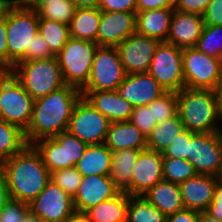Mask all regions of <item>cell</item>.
<instances>
[{"mask_svg": "<svg viewBox=\"0 0 222 222\" xmlns=\"http://www.w3.org/2000/svg\"><path fill=\"white\" fill-rule=\"evenodd\" d=\"M136 12H102L95 43L98 46L117 47L136 33Z\"/></svg>", "mask_w": 222, "mask_h": 222, "instance_id": "obj_17", "label": "cell"}, {"mask_svg": "<svg viewBox=\"0 0 222 222\" xmlns=\"http://www.w3.org/2000/svg\"><path fill=\"white\" fill-rule=\"evenodd\" d=\"M32 145L40 153L50 173L75 167L88 146L67 130L53 137L39 139Z\"/></svg>", "mask_w": 222, "mask_h": 222, "instance_id": "obj_7", "label": "cell"}, {"mask_svg": "<svg viewBox=\"0 0 222 222\" xmlns=\"http://www.w3.org/2000/svg\"><path fill=\"white\" fill-rule=\"evenodd\" d=\"M77 7L71 0L44 4L37 10L39 19L60 22L69 25L73 19Z\"/></svg>", "mask_w": 222, "mask_h": 222, "instance_id": "obj_35", "label": "cell"}, {"mask_svg": "<svg viewBox=\"0 0 222 222\" xmlns=\"http://www.w3.org/2000/svg\"><path fill=\"white\" fill-rule=\"evenodd\" d=\"M197 174L216 176L222 164V131L195 133L187 154Z\"/></svg>", "mask_w": 222, "mask_h": 222, "instance_id": "obj_13", "label": "cell"}, {"mask_svg": "<svg viewBox=\"0 0 222 222\" xmlns=\"http://www.w3.org/2000/svg\"><path fill=\"white\" fill-rule=\"evenodd\" d=\"M202 18L205 25L222 26V0H211Z\"/></svg>", "mask_w": 222, "mask_h": 222, "instance_id": "obj_44", "label": "cell"}, {"mask_svg": "<svg viewBox=\"0 0 222 222\" xmlns=\"http://www.w3.org/2000/svg\"><path fill=\"white\" fill-rule=\"evenodd\" d=\"M216 178L197 174L179 184L184 207L197 212L206 211L213 201Z\"/></svg>", "mask_w": 222, "mask_h": 222, "instance_id": "obj_21", "label": "cell"}, {"mask_svg": "<svg viewBox=\"0 0 222 222\" xmlns=\"http://www.w3.org/2000/svg\"><path fill=\"white\" fill-rule=\"evenodd\" d=\"M81 96L80 89L65 85L34 100L32 117L24 131L28 145L66 131L73 108Z\"/></svg>", "mask_w": 222, "mask_h": 222, "instance_id": "obj_1", "label": "cell"}, {"mask_svg": "<svg viewBox=\"0 0 222 222\" xmlns=\"http://www.w3.org/2000/svg\"><path fill=\"white\" fill-rule=\"evenodd\" d=\"M128 194L120 191L113 198L97 204L86 214L90 222H124L127 216Z\"/></svg>", "mask_w": 222, "mask_h": 222, "instance_id": "obj_29", "label": "cell"}, {"mask_svg": "<svg viewBox=\"0 0 222 222\" xmlns=\"http://www.w3.org/2000/svg\"><path fill=\"white\" fill-rule=\"evenodd\" d=\"M110 122L129 121L134 106L115 91L81 92Z\"/></svg>", "mask_w": 222, "mask_h": 222, "instance_id": "obj_22", "label": "cell"}, {"mask_svg": "<svg viewBox=\"0 0 222 222\" xmlns=\"http://www.w3.org/2000/svg\"><path fill=\"white\" fill-rule=\"evenodd\" d=\"M29 209L44 222H62L75 211V206L73 197L50 180Z\"/></svg>", "mask_w": 222, "mask_h": 222, "instance_id": "obj_14", "label": "cell"}, {"mask_svg": "<svg viewBox=\"0 0 222 222\" xmlns=\"http://www.w3.org/2000/svg\"><path fill=\"white\" fill-rule=\"evenodd\" d=\"M15 0H0V18L5 17L9 7Z\"/></svg>", "mask_w": 222, "mask_h": 222, "instance_id": "obj_56", "label": "cell"}, {"mask_svg": "<svg viewBox=\"0 0 222 222\" xmlns=\"http://www.w3.org/2000/svg\"><path fill=\"white\" fill-rule=\"evenodd\" d=\"M215 178H216L217 184L222 186V164H221L219 171H218L217 175L215 176Z\"/></svg>", "mask_w": 222, "mask_h": 222, "instance_id": "obj_59", "label": "cell"}, {"mask_svg": "<svg viewBox=\"0 0 222 222\" xmlns=\"http://www.w3.org/2000/svg\"><path fill=\"white\" fill-rule=\"evenodd\" d=\"M0 69L8 70L6 16L0 18Z\"/></svg>", "mask_w": 222, "mask_h": 222, "instance_id": "obj_46", "label": "cell"}, {"mask_svg": "<svg viewBox=\"0 0 222 222\" xmlns=\"http://www.w3.org/2000/svg\"><path fill=\"white\" fill-rule=\"evenodd\" d=\"M38 30L42 38L48 43L50 52L54 56L61 52L70 39L69 25L60 22L39 19Z\"/></svg>", "mask_w": 222, "mask_h": 222, "instance_id": "obj_33", "label": "cell"}, {"mask_svg": "<svg viewBox=\"0 0 222 222\" xmlns=\"http://www.w3.org/2000/svg\"><path fill=\"white\" fill-rule=\"evenodd\" d=\"M163 179V153L141 150L131 176V196H142Z\"/></svg>", "mask_w": 222, "mask_h": 222, "instance_id": "obj_16", "label": "cell"}, {"mask_svg": "<svg viewBox=\"0 0 222 222\" xmlns=\"http://www.w3.org/2000/svg\"><path fill=\"white\" fill-rule=\"evenodd\" d=\"M182 53L183 49L166 41L155 50L148 73L164 91L179 92L185 87Z\"/></svg>", "mask_w": 222, "mask_h": 222, "instance_id": "obj_10", "label": "cell"}, {"mask_svg": "<svg viewBox=\"0 0 222 222\" xmlns=\"http://www.w3.org/2000/svg\"><path fill=\"white\" fill-rule=\"evenodd\" d=\"M197 175L193 164L189 160L163 157V179L180 184Z\"/></svg>", "mask_w": 222, "mask_h": 222, "instance_id": "obj_34", "label": "cell"}, {"mask_svg": "<svg viewBox=\"0 0 222 222\" xmlns=\"http://www.w3.org/2000/svg\"><path fill=\"white\" fill-rule=\"evenodd\" d=\"M197 222H221L220 220L214 218L206 211L198 212Z\"/></svg>", "mask_w": 222, "mask_h": 222, "instance_id": "obj_55", "label": "cell"}, {"mask_svg": "<svg viewBox=\"0 0 222 222\" xmlns=\"http://www.w3.org/2000/svg\"><path fill=\"white\" fill-rule=\"evenodd\" d=\"M77 8L98 7L100 0H71Z\"/></svg>", "mask_w": 222, "mask_h": 222, "instance_id": "obj_53", "label": "cell"}, {"mask_svg": "<svg viewBox=\"0 0 222 222\" xmlns=\"http://www.w3.org/2000/svg\"><path fill=\"white\" fill-rule=\"evenodd\" d=\"M210 2L211 0H176L174 10L202 16Z\"/></svg>", "mask_w": 222, "mask_h": 222, "instance_id": "obj_45", "label": "cell"}, {"mask_svg": "<svg viewBox=\"0 0 222 222\" xmlns=\"http://www.w3.org/2000/svg\"><path fill=\"white\" fill-rule=\"evenodd\" d=\"M37 11L27 7L21 0L9 7L6 13L8 71L30 51V44L38 30Z\"/></svg>", "mask_w": 222, "mask_h": 222, "instance_id": "obj_4", "label": "cell"}, {"mask_svg": "<svg viewBox=\"0 0 222 222\" xmlns=\"http://www.w3.org/2000/svg\"><path fill=\"white\" fill-rule=\"evenodd\" d=\"M82 177L83 176L78 172V170L75 167H72L51 172L50 180H52L71 197H74L78 192Z\"/></svg>", "mask_w": 222, "mask_h": 222, "instance_id": "obj_38", "label": "cell"}, {"mask_svg": "<svg viewBox=\"0 0 222 222\" xmlns=\"http://www.w3.org/2000/svg\"><path fill=\"white\" fill-rule=\"evenodd\" d=\"M176 0H137V11L174 9Z\"/></svg>", "mask_w": 222, "mask_h": 222, "instance_id": "obj_47", "label": "cell"}, {"mask_svg": "<svg viewBox=\"0 0 222 222\" xmlns=\"http://www.w3.org/2000/svg\"><path fill=\"white\" fill-rule=\"evenodd\" d=\"M148 106H153L154 119L157 123L173 118L177 115V92L165 91Z\"/></svg>", "mask_w": 222, "mask_h": 222, "instance_id": "obj_37", "label": "cell"}, {"mask_svg": "<svg viewBox=\"0 0 222 222\" xmlns=\"http://www.w3.org/2000/svg\"><path fill=\"white\" fill-rule=\"evenodd\" d=\"M129 122L136 125L147 137L157 125L156 119H154L153 106L142 105L134 107Z\"/></svg>", "mask_w": 222, "mask_h": 222, "instance_id": "obj_39", "label": "cell"}, {"mask_svg": "<svg viewBox=\"0 0 222 222\" xmlns=\"http://www.w3.org/2000/svg\"><path fill=\"white\" fill-rule=\"evenodd\" d=\"M27 7L37 11L44 4L62 2L63 0H21Z\"/></svg>", "mask_w": 222, "mask_h": 222, "instance_id": "obj_51", "label": "cell"}, {"mask_svg": "<svg viewBox=\"0 0 222 222\" xmlns=\"http://www.w3.org/2000/svg\"><path fill=\"white\" fill-rule=\"evenodd\" d=\"M33 105L34 99L11 73L0 85V118L25 131Z\"/></svg>", "mask_w": 222, "mask_h": 222, "instance_id": "obj_11", "label": "cell"}, {"mask_svg": "<svg viewBox=\"0 0 222 222\" xmlns=\"http://www.w3.org/2000/svg\"><path fill=\"white\" fill-rule=\"evenodd\" d=\"M217 98V112L222 122V81L215 88Z\"/></svg>", "mask_w": 222, "mask_h": 222, "instance_id": "obj_54", "label": "cell"}, {"mask_svg": "<svg viewBox=\"0 0 222 222\" xmlns=\"http://www.w3.org/2000/svg\"><path fill=\"white\" fill-rule=\"evenodd\" d=\"M112 151L104 144L88 145L75 168L84 177L88 175H109Z\"/></svg>", "mask_w": 222, "mask_h": 222, "instance_id": "obj_26", "label": "cell"}, {"mask_svg": "<svg viewBox=\"0 0 222 222\" xmlns=\"http://www.w3.org/2000/svg\"><path fill=\"white\" fill-rule=\"evenodd\" d=\"M62 222H90V220L85 212L75 210Z\"/></svg>", "mask_w": 222, "mask_h": 222, "instance_id": "obj_52", "label": "cell"}, {"mask_svg": "<svg viewBox=\"0 0 222 222\" xmlns=\"http://www.w3.org/2000/svg\"><path fill=\"white\" fill-rule=\"evenodd\" d=\"M10 196L30 204L50 181L51 173L43 163L40 153L33 145L0 163Z\"/></svg>", "mask_w": 222, "mask_h": 222, "instance_id": "obj_2", "label": "cell"}, {"mask_svg": "<svg viewBox=\"0 0 222 222\" xmlns=\"http://www.w3.org/2000/svg\"><path fill=\"white\" fill-rule=\"evenodd\" d=\"M22 222H44L40 217L29 211Z\"/></svg>", "mask_w": 222, "mask_h": 222, "instance_id": "obj_57", "label": "cell"}, {"mask_svg": "<svg viewBox=\"0 0 222 222\" xmlns=\"http://www.w3.org/2000/svg\"><path fill=\"white\" fill-rule=\"evenodd\" d=\"M206 212L222 222V186L216 185L213 201L208 206Z\"/></svg>", "mask_w": 222, "mask_h": 222, "instance_id": "obj_48", "label": "cell"}, {"mask_svg": "<svg viewBox=\"0 0 222 222\" xmlns=\"http://www.w3.org/2000/svg\"><path fill=\"white\" fill-rule=\"evenodd\" d=\"M104 144L111 151L147 148L146 136L129 121L111 122Z\"/></svg>", "mask_w": 222, "mask_h": 222, "instance_id": "obj_23", "label": "cell"}, {"mask_svg": "<svg viewBox=\"0 0 222 222\" xmlns=\"http://www.w3.org/2000/svg\"><path fill=\"white\" fill-rule=\"evenodd\" d=\"M127 222H166V216L144 196H129Z\"/></svg>", "mask_w": 222, "mask_h": 222, "instance_id": "obj_32", "label": "cell"}, {"mask_svg": "<svg viewBox=\"0 0 222 222\" xmlns=\"http://www.w3.org/2000/svg\"><path fill=\"white\" fill-rule=\"evenodd\" d=\"M174 9L161 8L136 12V32L155 38L160 42L166 41L170 32L171 19Z\"/></svg>", "mask_w": 222, "mask_h": 222, "instance_id": "obj_24", "label": "cell"}, {"mask_svg": "<svg viewBox=\"0 0 222 222\" xmlns=\"http://www.w3.org/2000/svg\"><path fill=\"white\" fill-rule=\"evenodd\" d=\"M11 73L34 100L45 97L66 85L56 56L18 62Z\"/></svg>", "mask_w": 222, "mask_h": 222, "instance_id": "obj_5", "label": "cell"}, {"mask_svg": "<svg viewBox=\"0 0 222 222\" xmlns=\"http://www.w3.org/2000/svg\"><path fill=\"white\" fill-rule=\"evenodd\" d=\"M195 48L206 55L222 59V26L205 25Z\"/></svg>", "mask_w": 222, "mask_h": 222, "instance_id": "obj_36", "label": "cell"}, {"mask_svg": "<svg viewBox=\"0 0 222 222\" xmlns=\"http://www.w3.org/2000/svg\"><path fill=\"white\" fill-rule=\"evenodd\" d=\"M116 91L134 107L148 105L165 92L148 72L126 74Z\"/></svg>", "mask_w": 222, "mask_h": 222, "instance_id": "obj_19", "label": "cell"}, {"mask_svg": "<svg viewBox=\"0 0 222 222\" xmlns=\"http://www.w3.org/2000/svg\"><path fill=\"white\" fill-rule=\"evenodd\" d=\"M11 74V71L0 69V85Z\"/></svg>", "mask_w": 222, "mask_h": 222, "instance_id": "obj_58", "label": "cell"}, {"mask_svg": "<svg viewBox=\"0 0 222 222\" xmlns=\"http://www.w3.org/2000/svg\"><path fill=\"white\" fill-rule=\"evenodd\" d=\"M120 190L109 175H88L82 177L78 192L73 197L76 211L87 212L97 204L116 196Z\"/></svg>", "mask_w": 222, "mask_h": 222, "instance_id": "obj_18", "label": "cell"}, {"mask_svg": "<svg viewBox=\"0 0 222 222\" xmlns=\"http://www.w3.org/2000/svg\"><path fill=\"white\" fill-rule=\"evenodd\" d=\"M50 57H54V55L50 52L48 43L38 33L32 39L30 51L19 62L43 60Z\"/></svg>", "mask_w": 222, "mask_h": 222, "instance_id": "obj_42", "label": "cell"}, {"mask_svg": "<svg viewBox=\"0 0 222 222\" xmlns=\"http://www.w3.org/2000/svg\"><path fill=\"white\" fill-rule=\"evenodd\" d=\"M179 115L157 123L146 137L147 148L163 153L183 130Z\"/></svg>", "mask_w": 222, "mask_h": 222, "instance_id": "obj_30", "label": "cell"}, {"mask_svg": "<svg viewBox=\"0 0 222 222\" xmlns=\"http://www.w3.org/2000/svg\"><path fill=\"white\" fill-rule=\"evenodd\" d=\"M204 27L201 15L174 10L166 42L181 49L196 47Z\"/></svg>", "mask_w": 222, "mask_h": 222, "instance_id": "obj_20", "label": "cell"}, {"mask_svg": "<svg viewBox=\"0 0 222 222\" xmlns=\"http://www.w3.org/2000/svg\"><path fill=\"white\" fill-rule=\"evenodd\" d=\"M198 212L183 208L166 217V222H197Z\"/></svg>", "mask_w": 222, "mask_h": 222, "instance_id": "obj_49", "label": "cell"}, {"mask_svg": "<svg viewBox=\"0 0 222 222\" xmlns=\"http://www.w3.org/2000/svg\"><path fill=\"white\" fill-rule=\"evenodd\" d=\"M97 47L95 42L70 37L56 56L66 85L81 90L87 84Z\"/></svg>", "mask_w": 222, "mask_h": 222, "instance_id": "obj_6", "label": "cell"}, {"mask_svg": "<svg viewBox=\"0 0 222 222\" xmlns=\"http://www.w3.org/2000/svg\"><path fill=\"white\" fill-rule=\"evenodd\" d=\"M11 200L7 180L4 172L0 169V211Z\"/></svg>", "mask_w": 222, "mask_h": 222, "instance_id": "obj_50", "label": "cell"}, {"mask_svg": "<svg viewBox=\"0 0 222 222\" xmlns=\"http://www.w3.org/2000/svg\"><path fill=\"white\" fill-rule=\"evenodd\" d=\"M195 133L184 129L163 152V157L181 158L187 160L189 141Z\"/></svg>", "mask_w": 222, "mask_h": 222, "instance_id": "obj_40", "label": "cell"}, {"mask_svg": "<svg viewBox=\"0 0 222 222\" xmlns=\"http://www.w3.org/2000/svg\"><path fill=\"white\" fill-rule=\"evenodd\" d=\"M29 211L28 203L11 199L0 211V222H22Z\"/></svg>", "mask_w": 222, "mask_h": 222, "instance_id": "obj_41", "label": "cell"}, {"mask_svg": "<svg viewBox=\"0 0 222 222\" xmlns=\"http://www.w3.org/2000/svg\"><path fill=\"white\" fill-rule=\"evenodd\" d=\"M101 12H137V0H100Z\"/></svg>", "mask_w": 222, "mask_h": 222, "instance_id": "obj_43", "label": "cell"}, {"mask_svg": "<svg viewBox=\"0 0 222 222\" xmlns=\"http://www.w3.org/2000/svg\"><path fill=\"white\" fill-rule=\"evenodd\" d=\"M141 150L125 149L112 151L110 178L120 190L131 196V176Z\"/></svg>", "mask_w": 222, "mask_h": 222, "instance_id": "obj_27", "label": "cell"}, {"mask_svg": "<svg viewBox=\"0 0 222 222\" xmlns=\"http://www.w3.org/2000/svg\"><path fill=\"white\" fill-rule=\"evenodd\" d=\"M144 196L166 217L184 207L179 184L162 179L149 189Z\"/></svg>", "mask_w": 222, "mask_h": 222, "instance_id": "obj_25", "label": "cell"}, {"mask_svg": "<svg viewBox=\"0 0 222 222\" xmlns=\"http://www.w3.org/2000/svg\"><path fill=\"white\" fill-rule=\"evenodd\" d=\"M101 15L98 7L77 8L69 24L70 37L95 42Z\"/></svg>", "mask_w": 222, "mask_h": 222, "instance_id": "obj_28", "label": "cell"}, {"mask_svg": "<svg viewBox=\"0 0 222 222\" xmlns=\"http://www.w3.org/2000/svg\"><path fill=\"white\" fill-rule=\"evenodd\" d=\"M27 145L24 131L0 118V163L21 152Z\"/></svg>", "mask_w": 222, "mask_h": 222, "instance_id": "obj_31", "label": "cell"}, {"mask_svg": "<svg viewBox=\"0 0 222 222\" xmlns=\"http://www.w3.org/2000/svg\"><path fill=\"white\" fill-rule=\"evenodd\" d=\"M110 123L106 116L81 96L73 108L67 131L88 145L102 144Z\"/></svg>", "mask_w": 222, "mask_h": 222, "instance_id": "obj_12", "label": "cell"}, {"mask_svg": "<svg viewBox=\"0 0 222 222\" xmlns=\"http://www.w3.org/2000/svg\"><path fill=\"white\" fill-rule=\"evenodd\" d=\"M177 114L184 128L194 133L222 131L215 90L184 87L177 92Z\"/></svg>", "mask_w": 222, "mask_h": 222, "instance_id": "obj_3", "label": "cell"}, {"mask_svg": "<svg viewBox=\"0 0 222 222\" xmlns=\"http://www.w3.org/2000/svg\"><path fill=\"white\" fill-rule=\"evenodd\" d=\"M126 76L120 54L115 46H98L87 84L81 92L115 91Z\"/></svg>", "mask_w": 222, "mask_h": 222, "instance_id": "obj_8", "label": "cell"}, {"mask_svg": "<svg viewBox=\"0 0 222 222\" xmlns=\"http://www.w3.org/2000/svg\"><path fill=\"white\" fill-rule=\"evenodd\" d=\"M182 61L186 88L215 90L222 81V59L192 47L183 49Z\"/></svg>", "mask_w": 222, "mask_h": 222, "instance_id": "obj_9", "label": "cell"}, {"mask_svg": "<svg viewBox=\"0 0 222 222\" xmlns=\"http://www.w3.org/2000/svg\"><path fill=\"white\" fill-rule=\"evenodd\" d=\"M159 43V40L137 32L123 40L117 49L126 74L148 72Z\"/></svg>", "mask_w": 222, "mask_h": 222, "instance_id": "obj_15", "label": "cell"}]
</instances>
